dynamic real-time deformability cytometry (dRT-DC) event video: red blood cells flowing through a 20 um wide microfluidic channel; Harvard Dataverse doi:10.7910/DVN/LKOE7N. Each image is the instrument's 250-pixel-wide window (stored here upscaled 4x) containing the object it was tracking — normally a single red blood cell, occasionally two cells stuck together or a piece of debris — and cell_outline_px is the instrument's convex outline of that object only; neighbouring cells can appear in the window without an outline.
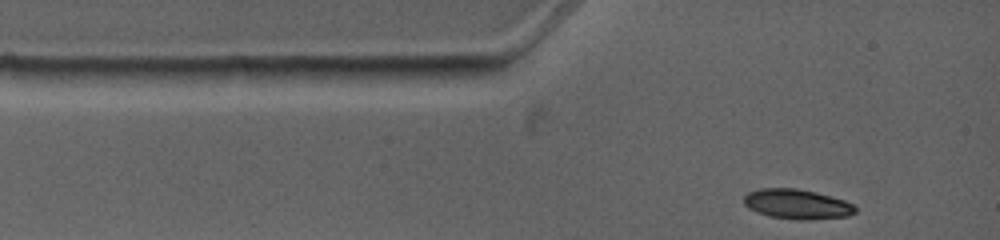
{"species": "common noctule bat (a hibernating species)", "species_latin": "Nyctalus noctula", "temperature_condition": "warm", "stored_images_in_passage": 5, "camera_frame_rate_fps": 4500, "um_per_image_px": 0.085, "animal": {"sex": "female", "body_mass_g": 19.0, "forearm_length_mm": 53.3}, "frame": {"image": 1, "passage_image": 1, "time_ms": 0.0, "image_size_px": [1000, 240], "cell_outline_px": [[856, 212], [848, 216], [804, 220], [796, 220], [768, 216], [756, 212], [748, 208], [744, 204], [744, 196], [748, 192], [760, 188], [796, 188], [816, 192], [844, 200], [852, 204], [856, 208]], "centroid_in_image_um": [67.72, 17.35], "position_along_channel_um": 17.3, "area_um2": 19.42}}
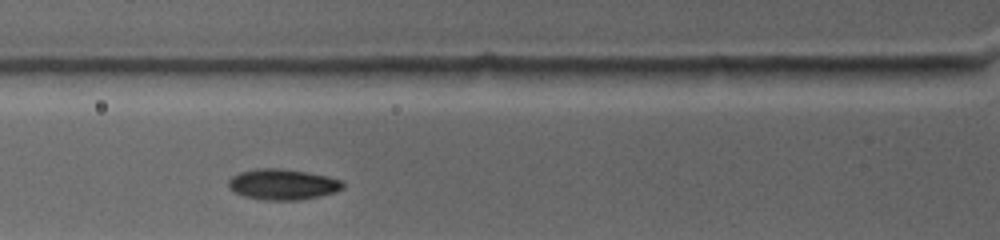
{"frame": {"image": 2, "passage_image": 4, "time_ms": 2.667, "image_size_px": [1000, 240], "cell_outline_px": [[344, 188], [336, 192], [320, 196], [300, 200], [264, 200], [244, 196], [232, 192], [228, 188], [228, 180], [232, 176], [240, 172], [256, 168], [280, 168], [328, 176], [340, 180], [344, 184]], "centroid_in_image_um": [24.0, 15.68], "position_along_channel_um": 101.8, "area_um2": 20.63}}